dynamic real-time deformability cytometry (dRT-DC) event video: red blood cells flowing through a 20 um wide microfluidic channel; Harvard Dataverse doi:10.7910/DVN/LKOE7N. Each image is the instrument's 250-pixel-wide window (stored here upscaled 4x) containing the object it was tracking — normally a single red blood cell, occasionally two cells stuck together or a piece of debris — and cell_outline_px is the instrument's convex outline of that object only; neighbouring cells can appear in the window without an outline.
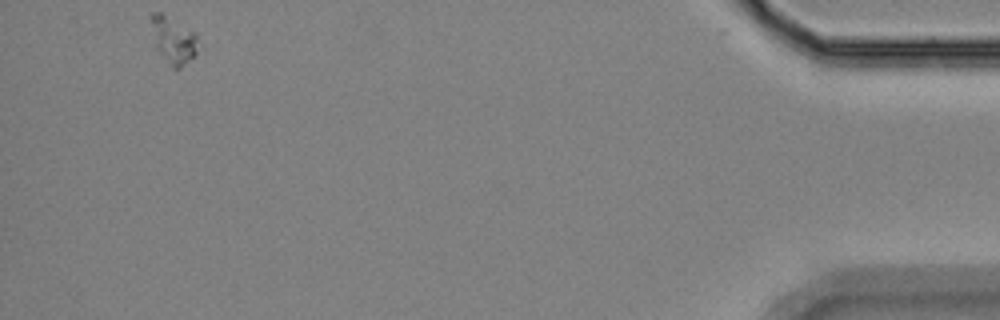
{"species": "Egyptian fruit bat (a non-hibernating species)", "species_latin": "Rousettus aegyptiacus", "temperature_condition": "room temperature", "stored_images_in_passage": 13, "segment_of_instrument_passage": [4, 4], "camera_frame_rate_fps": 3000, "um_per_image_px": 0.085, "animal": {"sex": "female"}, "frame": {"image": 1, "passage_image": 13, "time_ms": 15.667, "image_size_px": [1000, 320], "cell_outline_px": [[196, 56], [176, 72], [172, 68], [156, 48], [152, 20], [152, 12], [160, 12], [192, 32], [196, 36]], "centroid_in_image_um": [14.75, 3.5], "position_along_channel_um": 420.5, "area_um2": 12.2}}